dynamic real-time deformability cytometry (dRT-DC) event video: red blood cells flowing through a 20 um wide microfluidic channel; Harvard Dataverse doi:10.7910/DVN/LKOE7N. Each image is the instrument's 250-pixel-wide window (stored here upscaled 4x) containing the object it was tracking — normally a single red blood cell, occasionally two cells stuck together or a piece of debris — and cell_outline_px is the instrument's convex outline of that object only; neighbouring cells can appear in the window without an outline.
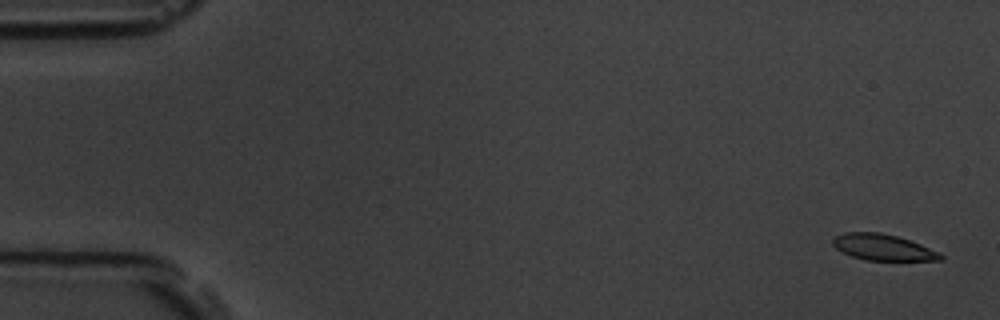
{"species": "common noctule bat (a hibernating species)", "species_latin": "Nyctalus noctula", "temperature_condition": "room temperature", "stored_images_in_passage": 5, "camera_frame_rate_fps": 3000, "um_per_image_px": 0.085, "animal": {"sex": "male", "body_mass_g": 19.5, "forearm_length_mm": 54.6}, "frame": {"image": 1, "passage_image": 1, "time_ms": 0.0, "image_size_px": [1000, 320], "cell_outline_px": [[944, 256], [940, 260], [864, 260], [852, 256], [836, 248], [832, 244], [832, 236], [844, 232], [880, 232], [896, 236], [920, 244], [940, 252]], "centroid_in_image_um": [75.02, 21.01], "position_along_channel_um": 10.0, "area_um2": 16.36}}
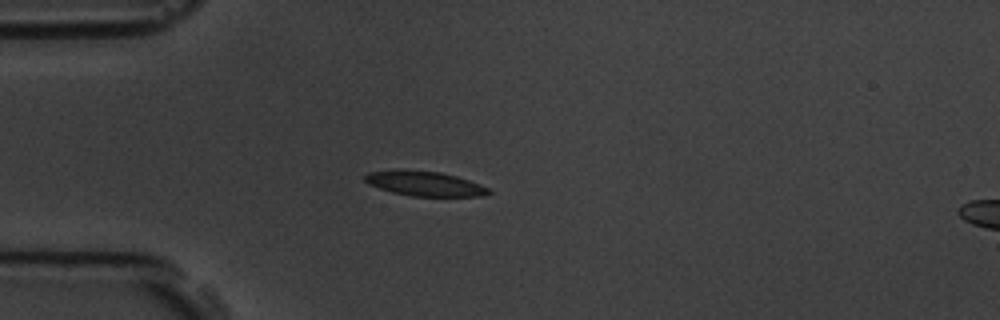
{"frame": {"image": 2, "passage_image": 4, "time_ms": 4.333, "image_size_px": [1000, 320], "cell_outline_px": [[492, 192], [480, 196], [412, 196], [392, 192], [368, 184], [364, 180], [364, 176], [368, 172], [396, 168], [400, 168], [440, 172], [456, 176], [480, 184], [488, 188]], "centroid_in_image_um": [36.03, 15.58], "position_along_channel_um": 49.0, "area_um2": 18.03}}